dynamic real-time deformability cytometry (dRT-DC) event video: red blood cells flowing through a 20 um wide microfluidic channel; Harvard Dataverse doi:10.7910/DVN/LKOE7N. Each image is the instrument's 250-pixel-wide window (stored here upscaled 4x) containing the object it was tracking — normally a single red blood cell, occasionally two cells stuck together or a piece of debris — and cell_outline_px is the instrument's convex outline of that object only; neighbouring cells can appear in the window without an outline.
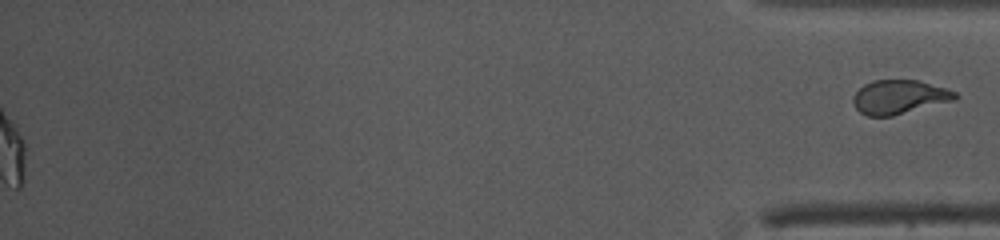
{"species": "common noctule bat (a hibernating species)", "species_latin": "Nyctalus noctula", "temperature_condition": "warm", "stored_images_in_passage": 39, "segment_of_instrument_passage": [2, 2], "camera_frame_rate_fps": 3000, "um_per_image_px": 0.085, "animal": {"sex": "female", "body_mass_g": 10.0, "forearm_length_mm": 53.1}, "frame": {"image": 1, "passage_image": 39, "time_ms": 12.667, "image_size_px": [1000, 240], "cell_outline_px": [[960, 96], [956, 100], [892, 116], [868, 116], [860, 112], [852, 104], [852, 96], [864, 84], [872, 80], [916, 80], [944, 88], [956, 92]], "centroid_in_image_um": [76.42, 8.25], "position_along_channel_um": 358.8, "area_um2": 20.23}}